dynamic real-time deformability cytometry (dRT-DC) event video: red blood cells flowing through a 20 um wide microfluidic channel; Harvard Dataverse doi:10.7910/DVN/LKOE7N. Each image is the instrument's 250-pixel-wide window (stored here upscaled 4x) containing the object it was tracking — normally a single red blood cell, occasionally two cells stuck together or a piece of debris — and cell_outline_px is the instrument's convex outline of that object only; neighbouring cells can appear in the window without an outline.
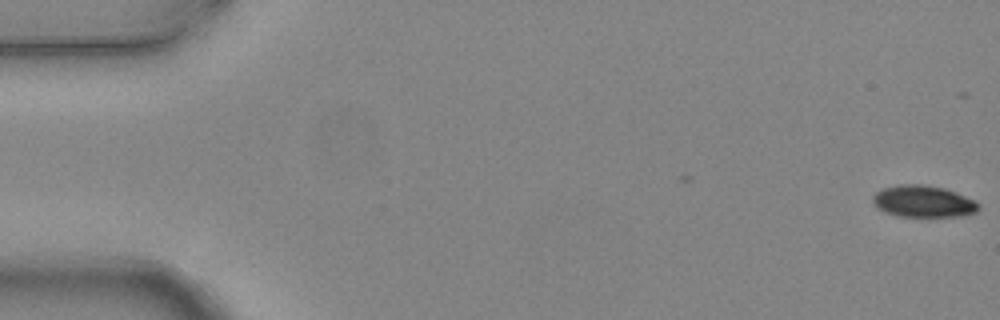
{"species": "common noctule bat (a hibernating species)", "species_latin": "Nyctalus noctula", "temperature_condition": "warm", "stored_images_in_passage": 4, "camera_frame_rate_fps": 3000, "um_per_image_px": 0.085, "animal": {"sex": "female", "body_mass_g": 24.6, "forearm_length_mm": 56.2}, "frame": {"image": 1, "passage_image": 4, "time_ms": 1.0, "image_size_px": [1000, 320], "cell_outline_px": [[980, 208], [976, 212], [964, 216], [896, 216], [876, 208], [872, 200], [872, 196], [876, 192], [884, 188], [900, 184], [924, 184], [944, 188], [956, 192], [976, 200], [980, 204]], "centroid_in_image_um": [78.5, 17.11], "position_along_channel_um": 6.5, "area_um2": 19.77}}